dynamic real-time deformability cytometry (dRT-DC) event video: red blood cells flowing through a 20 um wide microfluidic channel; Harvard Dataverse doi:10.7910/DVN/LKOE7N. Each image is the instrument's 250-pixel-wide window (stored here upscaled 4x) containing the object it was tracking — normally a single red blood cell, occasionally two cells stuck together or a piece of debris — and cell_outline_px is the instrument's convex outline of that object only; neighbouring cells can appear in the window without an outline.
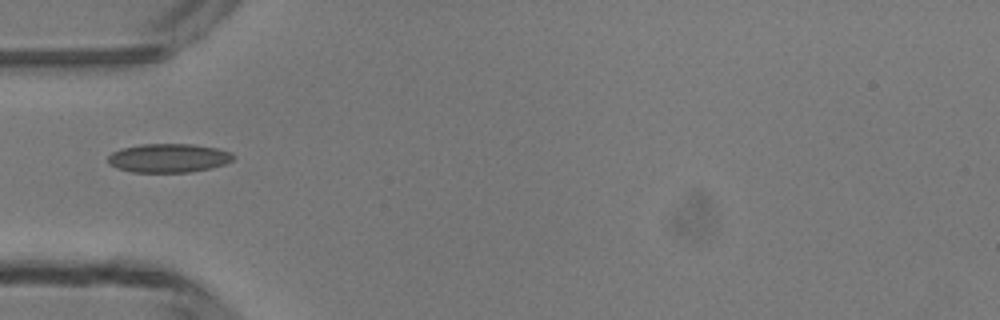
{"species": "common noctule bat (a hibernating species)", "species_latin": "Nyctalus noctula", "temperature_condition": "room temperature", "stored_images_in_passage": 5, "camera_frame_rate_fps": 3000, "um_per_image_px": 0.085, "animal": {"sex": "male", "body_mass_g": 13.3}, "frame": {"image": 1, "passage_image": 5, "time_ms": 4.333, "image_size_px": [1000, 320], "cell_outline_px": [[236, 156], [232, 160], [224, 164], [212, 168], [188, 172], [132, 172], [116, 168], [108, 164], [108, 156], [112, 152], [120, 148], [140, 144], [192, 144], [216, 148], [232, 152]], "centroid_in_image_um": [14.31, 13.43], "position_along_channel_um": 70.7, "area_um2": 21.21}}